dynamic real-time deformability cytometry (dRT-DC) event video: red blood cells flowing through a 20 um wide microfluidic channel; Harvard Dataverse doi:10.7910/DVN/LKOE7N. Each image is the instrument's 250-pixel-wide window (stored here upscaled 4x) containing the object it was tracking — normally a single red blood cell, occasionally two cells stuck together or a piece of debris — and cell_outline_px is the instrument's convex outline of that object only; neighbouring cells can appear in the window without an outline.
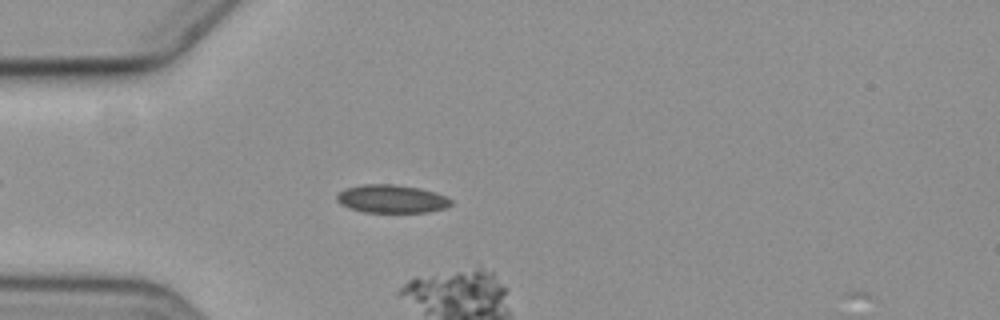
{"species": "common noctule bat (a hibernating species)", "species_latin": "Nyctalus noctula", "temperature_condition": "cold", "stored_images_in_passage": 4, "camera_frame_rate_fps": 3000, "um_per_image_px": 0.085, "animal": {"sex": "female", "body_mass_g": 19.3, "forearm_length_mm": 54.1}, "frame": {"image": 1, "passage_image": 3, "time_ms": 2.333, "image_size_px": [1000, 320], "cell_outline_px": [[452, 204], [444, 208], [428, 212], [364, 212], [348, 208], [340, 204], [336, 200], [336, 196], [344, 188], [364, 184], [396, 184], [420, 188], [444, 196], [452, 200]], "centroid_in_image_um": [33.25, 16.9], "position_along_channel_um": 51.8, "area_um2": 18.73}}